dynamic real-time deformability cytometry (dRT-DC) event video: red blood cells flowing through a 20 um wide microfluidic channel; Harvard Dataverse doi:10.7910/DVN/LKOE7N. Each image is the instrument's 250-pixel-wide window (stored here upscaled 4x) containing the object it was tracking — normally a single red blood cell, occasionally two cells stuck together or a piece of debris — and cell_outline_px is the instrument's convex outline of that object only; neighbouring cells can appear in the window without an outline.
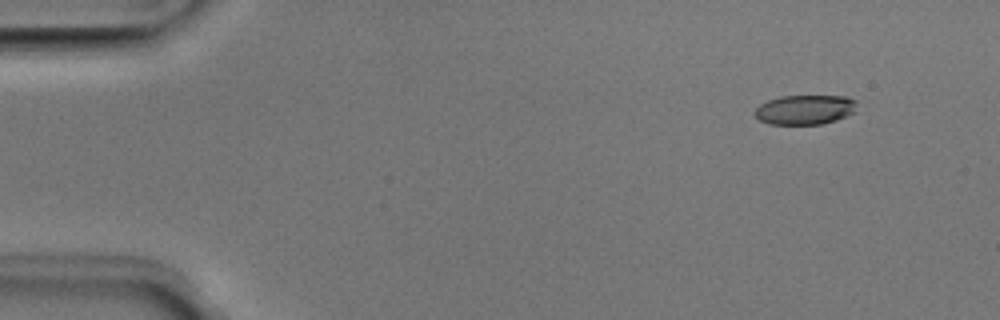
{"species": "Egyptian fruit bat (a non-hibernating species)", "species_latin": "Rousettus aegyptiacus", "temperature_condition": "room temperature", "stored_images_in_passage": 7, "camera_frame_rate_fps": 3000, "um_per_image_px": 0.085, "animal": {"sex": "male"}, "frame": {"image": 1, "passage_image": 1, "time_ms": 0.0, "image_size_px": [1000, 320], "cell_outline_px": [[856, 112], [836, 120], [820, 124], [768, 124], [760, 120], [752, 112], [760, 104], [768, 100], [780, 96], [844, 96], [856, 100]], "centroid_in_image_um": [68.41, 9.32], "position_along_channel_um": 16.6, "area_um2": 17.69}}